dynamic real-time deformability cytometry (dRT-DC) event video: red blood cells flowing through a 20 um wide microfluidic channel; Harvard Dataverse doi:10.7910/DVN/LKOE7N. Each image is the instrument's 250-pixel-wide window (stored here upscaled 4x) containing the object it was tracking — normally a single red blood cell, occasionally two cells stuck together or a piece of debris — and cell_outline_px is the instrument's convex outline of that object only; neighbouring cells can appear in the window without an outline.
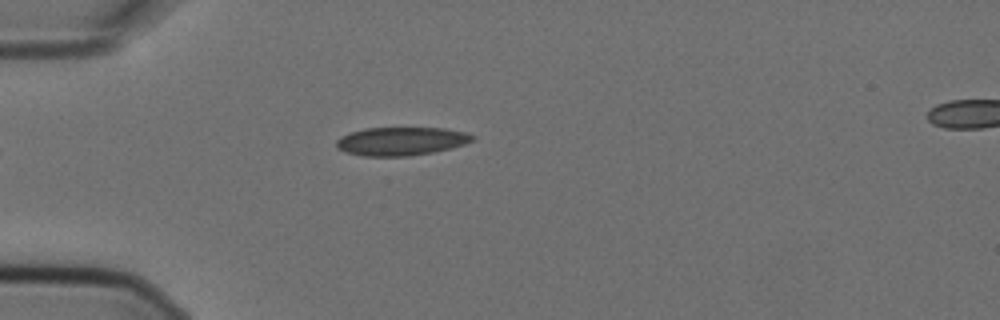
{"species": "Egyptian fruit bat (a non-hibernating species)", "species_latin": "Rousettus aegyptiacus", "temperature_condition": "cold", "stored_images_in_passage": 3, "camera_frame_rate_fps": 3000, "um_per_image_px": 0.085, "animal": {"sex": "female"}, "frame": {"image": 1, "passage_image": 3, "time_ms": 0.667, "image_size_px": [1000, 320], "cell_outline_px": [[476, 140], [452, 148], [432, 152], [408, 156], [364, 156], [348, 152], [336, 148], [336, 140], [340, 136], [364, 128], [444, 128], [464, 132], [476, 136]], "centroid_in_image_um": [34.11, 12.0], "position_along_channel_um": 50.9, "area_um2": 22.48}}